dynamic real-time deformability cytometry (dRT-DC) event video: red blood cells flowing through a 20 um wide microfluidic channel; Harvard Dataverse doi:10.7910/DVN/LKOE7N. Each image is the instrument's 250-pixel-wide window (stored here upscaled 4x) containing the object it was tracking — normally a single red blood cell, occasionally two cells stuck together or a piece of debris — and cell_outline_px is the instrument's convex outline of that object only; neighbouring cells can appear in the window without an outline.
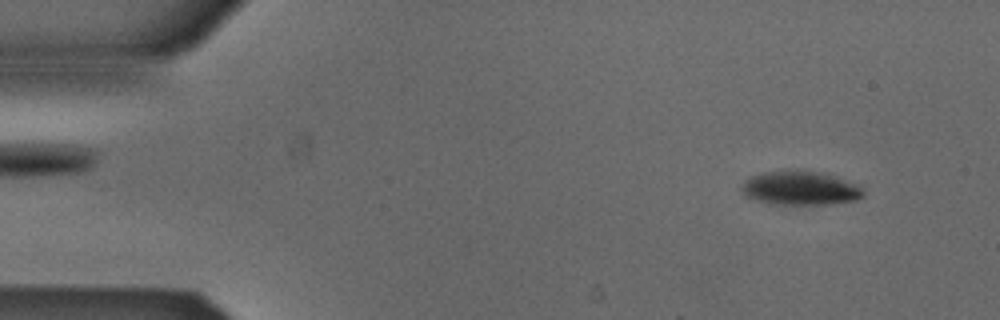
{"species": "Egyptian fruit bat (a non-hibernating species)", "species_latin": "Rousettus aegyptiacus", "temperature_condition": "cold", "stored_images_in_passage": 52, "camera_frame_rate_fps": 3000, "um_per_image_px": 0.085, "animal": {"sex": "male"}, "frame": {"image": 1, "passage_image": 4, "time_ms": 1.0, "image_size_px": [1000, 320], "cell_outline_px": [[864, 196], [856, 200], [824, 204], [768, 204], [756, 200], [748, 196], [740, 188], [752, 176], [768, 172], [824, 172], [860, 184], [864, 188]], "centroid_in_image_um": [68.13, 16.01], "position_along_channel_um": 16.9, "area_um2": 23.58}}
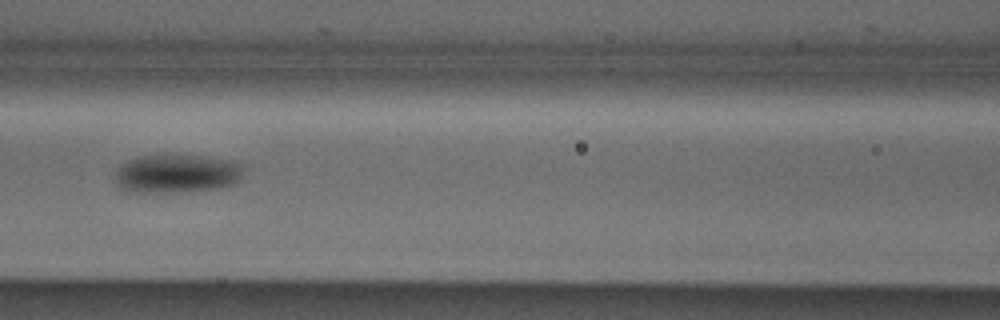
{"frame": {"image": 2, "passage_image": 22, "time_ms": 7.0, "image_size_px": [1000, 320], "cell_outline_px": [[244, 168], [240, 180], [236, 184], [220, 188], [180, 192], [124, 192], [116, 184], [116, 168], [120, 164], [136, 156], [164, 152], [168, 152], [236, 160], [244, 164]], "centroid_in_image_um": [15.03, 14.71], "position_along_channel_um": 151.6, "area_um2": 30.4}}
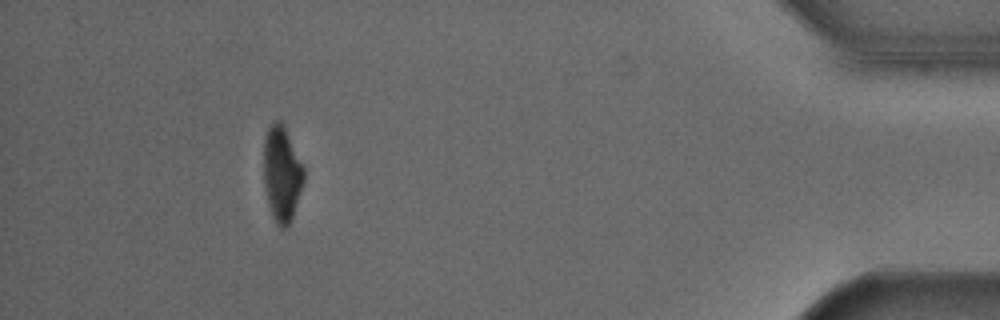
{"frame": {"image": 3, "passage_image": 47, "time_ms": 15.333, "image_size_px": [1000, 320], "cell_outline_px": [[304, 180], [292, 220], [284, 228], [280, 228], [276, 224], [272, 216], [268, 204], [264, 188], [264, 136], [268, 128], [276, 120], [280, 120], [284, 124], [304, 168]], "centroid_in_image_um": [23.95, 14.78], "position_along_channel_um": 411.3, "area_um2": 22.43}, "authors_computed_cell_mechanics": {"area_um2": 25.5765, "velocity_mm_per_s": 3.8832, "shape_relaxation_time_tau1_ms": 4.1581, "shape_relaxation_time_tau2_ms": null, "deformation_change_tau1": 0.1151, "deformation_change_tau2": null}}